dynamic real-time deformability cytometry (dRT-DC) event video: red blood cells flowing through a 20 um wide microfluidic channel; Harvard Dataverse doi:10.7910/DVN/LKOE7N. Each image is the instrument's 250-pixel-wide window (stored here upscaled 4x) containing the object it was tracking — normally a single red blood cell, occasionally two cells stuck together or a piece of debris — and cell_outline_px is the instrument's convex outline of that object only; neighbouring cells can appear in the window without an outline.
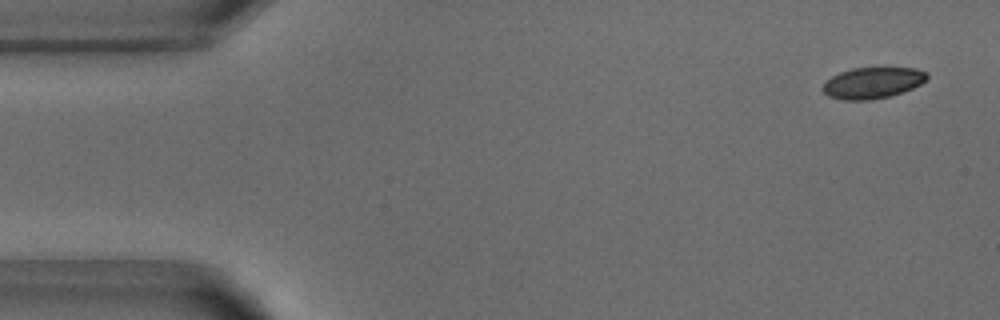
{"species": "common noctule bat (a hibernating species)", "species_latin": "Nyctalus noctula", "temperature_condition": "warm", "stored_images_in_passage": 52, "camera_frame_rate_fps": 3000, "um_per_image_px": 0.085, "animal": {"sex": "male", "body_mass_g": 18.8}, "frame": {"image": 1, "passage_image": 3, "time_ms": 0.667, "image_size_px": [1000, 320], "cell_outline_px": [[928, 80], [912, 88], [888, 96], [872, 100], [844, 100], [828, 96], [820, 88], [832, 76], [840, 72], [852, 68], [880, 64], [916, 68], [928, 72]], "centroid_in_image_um": [74.22, 6.97], "position_along_channel_um": 10.8, "area_um2": 19.83}}
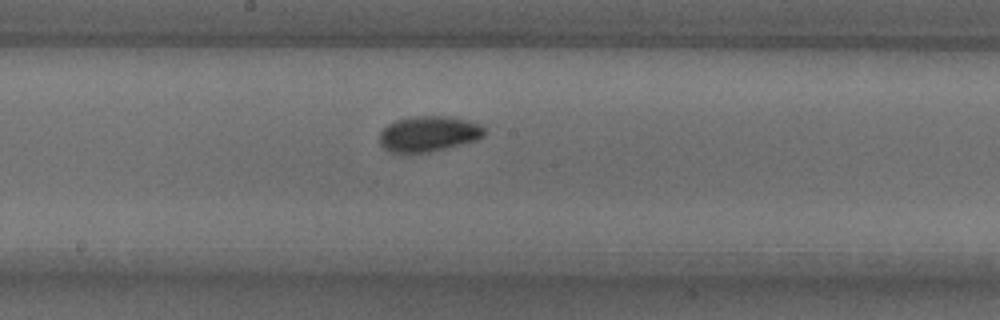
{"frame": {"image": 2, "passage_image": 27, "time_ms": 8.667, "image_size_px": [1000, 320], "cell_outline_px": [[484, 136], [476, 140], [412, 156], [388, 152], [380, 144], [380, 132], [388, 124], [396, 120], [412, 116], [448, 116], [468, 120], [480, 124], [484, 128]], "centroid_in_image_um": [36.38, 11.4], "position_along_channel_um": 211.8, "area_um2": 22.14}}
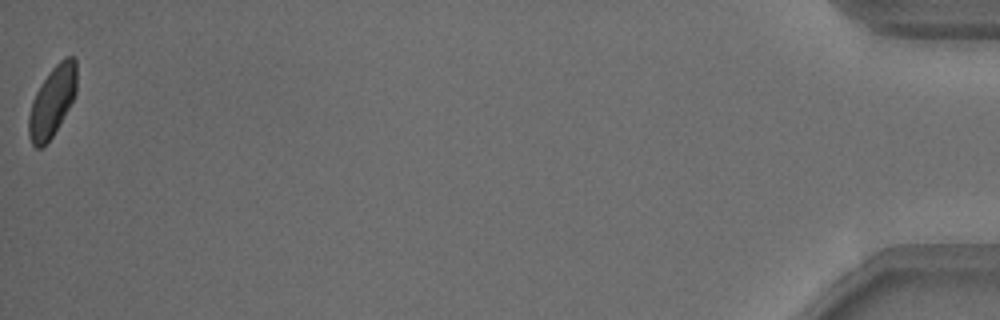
{"frame": {"image": 3, "passage_image": 52, "time_ms": 17.0, "image_size_px": [1000, 320], "cell_outline_px": [[76, 92], [68, 108], [52, 136], [40, 148], [36, 148], [32, 144], [28, 136], [28, 116], [32, 100], [40, 84], [52, 68], [60, 60], [68, 56], [72, 56], [76, 60]], "centroid_in_image_um": [4.41, 8.61], "position_along_channel_um": 430.8, "area_um2": 19.36}, "authors_computed_cell_mechanics": {"area_um2": 20.4323, "velocity_mm_per_s": 3.8652, "shape_relaxation_time_tau1_ms": 3.6963, "shape_relaxation_time_tau2_ms": 2.3243, "deformation_change_tau1": 0.1048, "deformation_change_tau2": 0.0589}}